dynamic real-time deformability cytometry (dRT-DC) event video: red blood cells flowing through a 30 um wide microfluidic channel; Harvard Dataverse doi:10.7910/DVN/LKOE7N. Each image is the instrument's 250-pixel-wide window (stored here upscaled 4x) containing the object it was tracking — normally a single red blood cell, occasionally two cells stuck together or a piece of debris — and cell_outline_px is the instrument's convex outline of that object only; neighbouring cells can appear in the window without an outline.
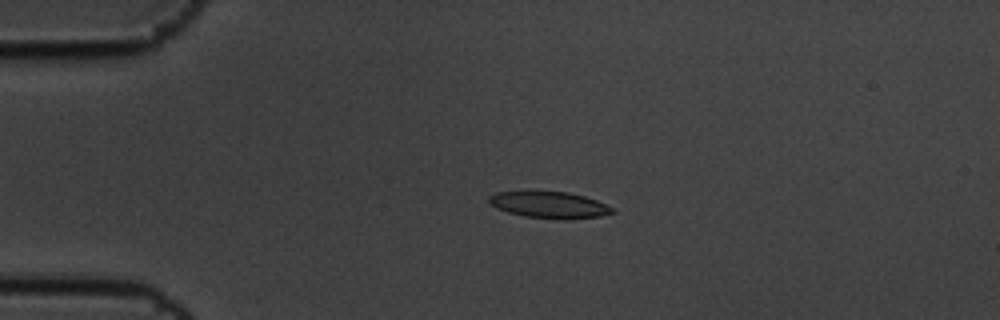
{"species": "common noctule bat (a hibernating species)", "species_latin": "Nyctalus noctula", "temperature_condition": "cold", "stored_images_in_passage": 11, "camera_frame_rate_fps": 3000, "um_per_image_px": 0.085, "animal": {"sex": "male", "body_mass_g": 19.5, "forearm_length_mm": 54.6}, "frame": {"image": 1, "passage_image": 4, "time_ms": 1.0, "image_size_px": [1000, 320], "cell_outline_px": [[616, 212], [600, 216], [572, 220], [560, 220], [524, 216], [508, 212], [496, 208], [488, 204], [488, 196], [496, 192], [528, 188], [568, 192], [584, 196], [596, 200], [612, 208]], "centroid_in_image_um": [46.6, 17.37], "position_along_channel_um": 38.4, "area_um2": 20.17}}
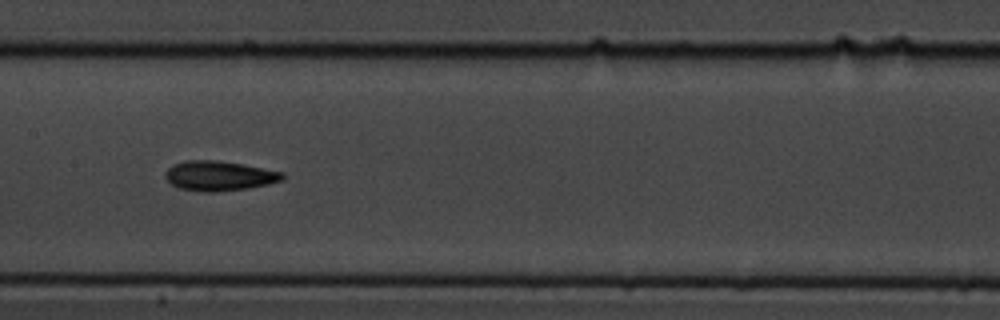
{"frame": {"image": 2, "passage_image": 8, "time_ms": 2.333, "image_size_px": [1000, 320], "cell_outline_px": [[284, 176], [280, 180], [268, 184], [248, 188], [212, 192], [204, 192], [180, 188], [172, 184], [164, 176], [164, 172], [172, 164], [184, 160], [216, 160], [244, 164], [284, 172]], "centroid_in_image_um": [18.6, 14.93], "position_along_channel_um": 188.8, "area_um2": 20.35}}
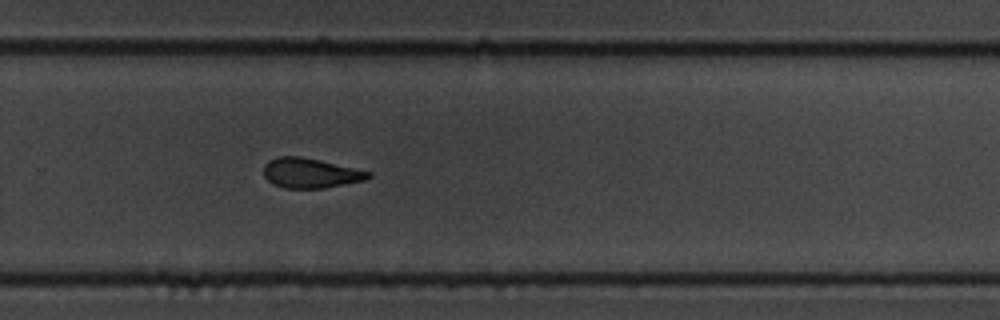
{"frame": {"image": 3, "passage_image": 11, "time_ms": 3.333, "image_size_px": [1000, 320], "cell_outline_px": [[372, 176], [368, 180], [324, 188], [284, 188], [272, 184], [264, 176], [264, 164], [268, 160], [276, 156], [300, 156], [320, 160], [372, 172]], "centroid_in_image_um": [26.39, 14.71], "position_along_channel_um": 303.4, "area_um2": 18.44}}